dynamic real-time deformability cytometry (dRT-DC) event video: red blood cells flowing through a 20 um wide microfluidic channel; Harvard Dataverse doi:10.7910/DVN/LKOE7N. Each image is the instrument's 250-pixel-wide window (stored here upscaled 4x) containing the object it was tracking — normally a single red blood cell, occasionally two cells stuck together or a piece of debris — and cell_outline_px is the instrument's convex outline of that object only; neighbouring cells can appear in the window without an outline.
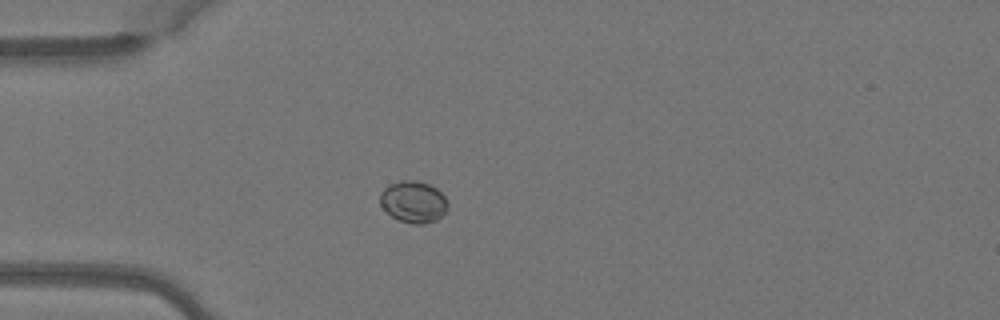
{"species": "Egyptian fruit bat (a non-hibernating species)", "species_latin": "Rousettus aegyptiacus", "temperature_condition": "warm", "stored_images_in_passage": 5, "camera_frame_rate_fps": 3000, "um_per_image_px": 0.085, "animal": {"sex": "female"}, "frame": {"image": 1, "passage_image": 4, "time_ms": 1.0, "image_size_px": [1000, 320], "cell_outline_px": [[448, 208], [436, 220], [424, 224], [412, 224], [400, 220], [392, 216], [380, 204], [380, 192], [388, 184], [400, 180], [416, 180], [428, 184], [436, 188], [448, 200]], "centroid_in_image_um": [35.14, 17.14], "position_along_channel_um": 49.9, "area_um2": 16.47}}